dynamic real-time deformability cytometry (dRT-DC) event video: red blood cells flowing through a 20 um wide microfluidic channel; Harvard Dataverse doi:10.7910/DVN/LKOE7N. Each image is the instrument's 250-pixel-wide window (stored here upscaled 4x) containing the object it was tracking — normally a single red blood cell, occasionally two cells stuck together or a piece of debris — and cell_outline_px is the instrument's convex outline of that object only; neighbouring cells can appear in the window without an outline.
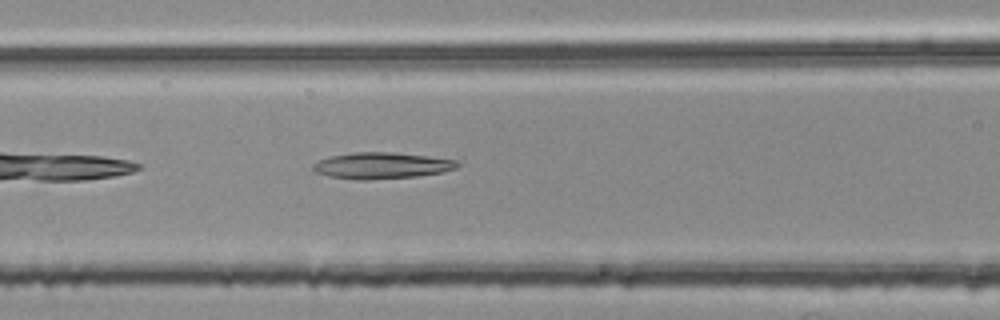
{"species": "common noctule bat (a hibernating species)", "species_latin": "Nyctalus noctula", "temperature_condition": "room temperature", "stored_images_in_passage": 37, "camera_frame_rate_fps": 3000, "um_per_image_px": 0.085, "animal": {"sex": "female", "body_mass_g": 25.1}, "frame": {"image": 1, "passage_image": 7, "time_ms": 2.0, "image_size_px": [1000, 320], "cell_outline_px": [[460, 164], [456, 168], [440, 172], [416, 176], [368, 180], [360, 180], [328, 176], [316, 172], [312, 168], [312, 164], [328, 156], [352, 152], [396, 152], [428, 156], [456, 160]], "centroid_in_image_um": [32.41, 14.06], "position_along_channel_um": 134.2, "area_um2": 22.14}}
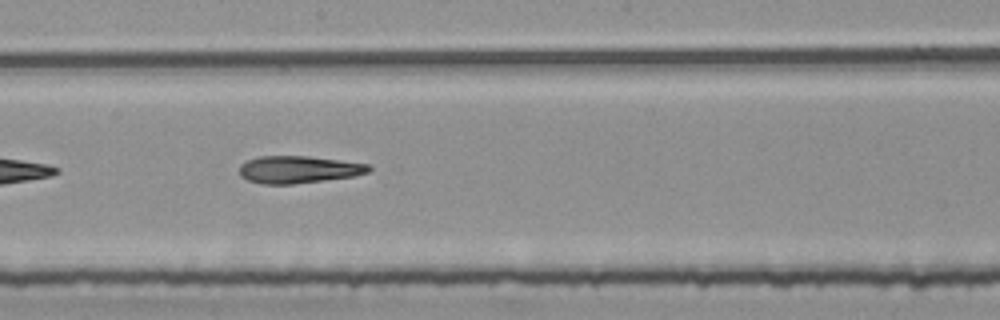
{"frame": {"image": 2, "passage_image": 14, "time_ms": 4.333, "image_size_px": [1000, 320], "cell_outline_px": [[372, 168], [368, 172], [352, 176], [292, 184], [260, 184], [248, 180], [240, 176], [240, 164], [248, 160], [260, 156], [308, 156], [368, 164]], "centroid_in_image_um": [25.33, 14.41], "position_along_channel_um": 222.9, "area_um2": 20.35}}
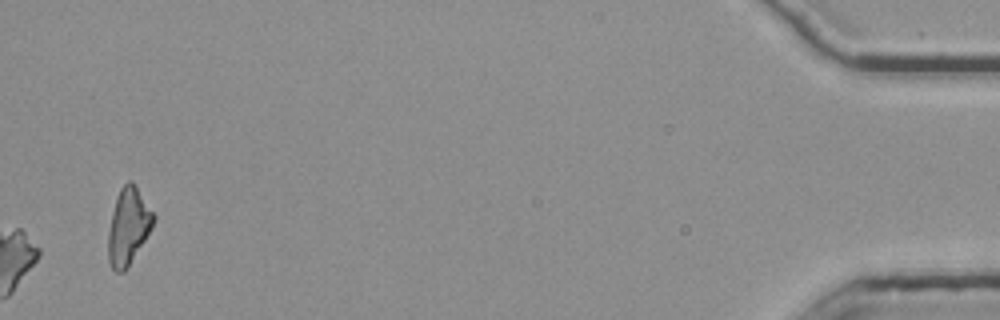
{"frame": {"image": 3, "passage_image": 37, "time_ms": 12.0, "image_size_px": [1000, 320], "cell_outline_px": [[156, 216], [152, 228], [124, 272], [116, 272], [112, 268], [108, 260], [108, 232], [112, 212], [116, 196], [120, 188], [128, 180], [132, 180]], "centroid_in_image_um": [10.9, 19.22], "position_along_channel_um": 424.3, "area_um2": 20.11}, "authors_computed_cell_mechanics": {"area_um2": 21.5016, "velocity_mm_per_s": 3.7995, "shape_relaxation_time_tau1_ms": null, "shape_relaxation_time_tau2_ms": 8.7526, "deformation_change_tau1": null, "deformation_change_tau2": 0.2529}}